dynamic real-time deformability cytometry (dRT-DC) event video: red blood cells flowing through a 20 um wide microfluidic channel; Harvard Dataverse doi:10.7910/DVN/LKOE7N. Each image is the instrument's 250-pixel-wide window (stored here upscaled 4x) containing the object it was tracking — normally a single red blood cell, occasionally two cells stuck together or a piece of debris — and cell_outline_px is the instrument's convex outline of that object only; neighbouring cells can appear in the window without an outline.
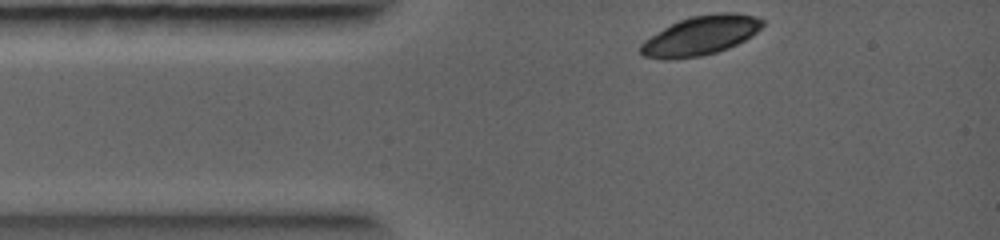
{"species": "common noctule bat (a hibernating species)", "species_latin": "Nyctalus noctula", "temperature_condition": "warm", "stored_images_in_passage": 1, "camera_frame_rate_fps": 5000, "um_per_image_px": 0.085, "animal": {"sex": "female", "body_mass_g": 19.0, "forearm_length_mm": 56.7}, "frame": {"image": 1, "passage_image": 1, "time_ms": 0.0, "image_size_px": [1000, 240], "cell_outline_px": [[764, 24], [752, 36], [728, 48], [716, 52], [700, 56], [672, 60], [660, 60], [644, 56], [640, 52], [640, 44], [644, 40], [664, 28], [680, 20], [692, 16], [716, 12], [736, 12], [756, 16], [764, 20]], "centroid_in_image_um": [59.55, 3.02], "position_along_channel_um": 25.4, "area_um2": 27.98}}